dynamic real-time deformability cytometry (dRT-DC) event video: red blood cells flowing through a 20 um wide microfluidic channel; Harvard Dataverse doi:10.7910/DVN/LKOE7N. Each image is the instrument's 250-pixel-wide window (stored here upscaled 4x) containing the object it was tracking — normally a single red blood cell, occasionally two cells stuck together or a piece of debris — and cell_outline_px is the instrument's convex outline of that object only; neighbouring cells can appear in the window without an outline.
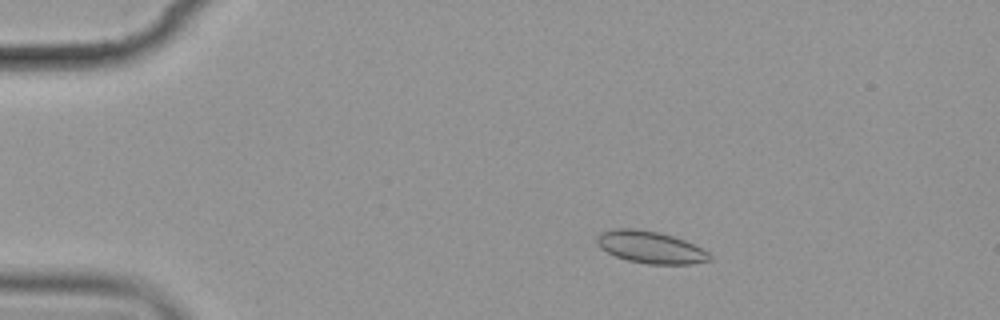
{"species": "common noctule bat (a hibernating species)", "species_latin": "Nyctalus noctula", "temperature_condition": "cold", "stored_images_in_passage": 5, "camera_frame_rate_fps": 3000, "um_per_image_px": 0.085, "animal": {"sex": "female", "body_mass_g": 19.9}, "frame": {"image": 1, "passage_image": 3, "time_ms": 2.333, "image_size_px": [1000, 320], "cell_outline_px": [[712, 260], [692, 264], [648, 264], [628, 260], [616, 256], [600, 248], [596, 244], [596, 236], [600, 232], [616, 228], [636, 228], [660, 232], [684, 240], [708, 252], [712, 256]], "centroid_in_image_um": [55.26, 21.0], "position_along_channel_um": 29.7, "area_um2": 21.15}}